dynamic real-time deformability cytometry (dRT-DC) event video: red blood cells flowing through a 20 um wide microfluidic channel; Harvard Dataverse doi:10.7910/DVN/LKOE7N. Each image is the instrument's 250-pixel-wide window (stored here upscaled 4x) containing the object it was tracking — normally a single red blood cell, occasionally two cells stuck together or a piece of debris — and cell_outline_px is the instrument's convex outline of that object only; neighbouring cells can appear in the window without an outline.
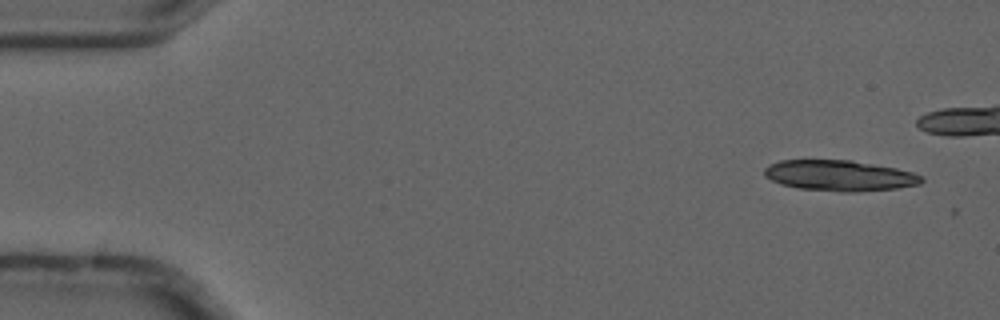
{"species": "common noctule bat (a hibernating species)", "species_latin": "Nyctalus noctula", "temperature_condition": "cold", "stored_images_in_passage": 5, "camera_frame_rate_fps": 3000, "um_per_image_px": 0.085, "animal": {"sex": "male", "forearm_length_mm": 52.5}, "frame": {"image": 1, "passage_image": 1, "time_ms": 0.0, "image_size_px": [1000, 320], "cell_outline_px": [[924, 180], [920, 184], [896, 188], [856, 192], [840, 192], [800, 188], [780, 184], [764, 176], [764, 168], [768, 164], [780, 160], [852, 160], [896, 168], [912, 172], [924, 176]], "centroid_in_image_um": [71.36, 14.92], "position_along_channel_um": 13.6, "area_um2": 28.26}}